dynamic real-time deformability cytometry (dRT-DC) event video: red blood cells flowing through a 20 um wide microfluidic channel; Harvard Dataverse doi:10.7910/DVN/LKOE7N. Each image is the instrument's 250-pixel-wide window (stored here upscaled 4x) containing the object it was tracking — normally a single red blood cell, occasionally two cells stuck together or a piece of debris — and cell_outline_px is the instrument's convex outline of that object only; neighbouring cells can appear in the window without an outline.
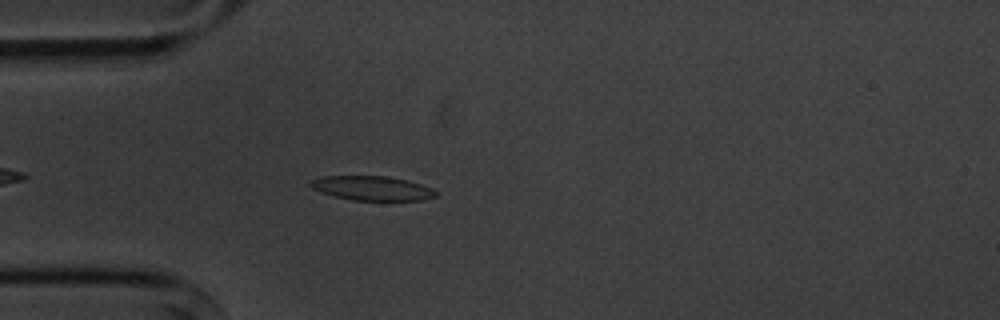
{"species": "common noctule bat (a hibernating species)", "species_latin": "Nyctalus noctula", "temperature_condition": "cold", "stored_images_in_passage": 4, "camera_frame_rate_fps": 3000, "um_per_image_px": 0.085, "animal": {"sex": "male", "body_mass_g": 20.1, "forearm_length_mm": 53.5}, "frame": {"image": 1, "passage_image": 4, "time_ms": 3.333, "image_size_px": [1000, 320], "cell_outline_px": [[436, 196], [424, 200], [352, 200], [320, 192], [312, 188], [308, 184], [308, 180], [320, 176], [388, 176], [408, 180], [432, 188], [436, 192]], "centroid_in_image_um": [31.59, 15.99], "position_along_channel_um": 53.4, "area_um2": 17.86}}